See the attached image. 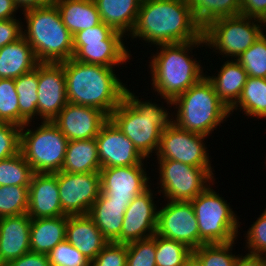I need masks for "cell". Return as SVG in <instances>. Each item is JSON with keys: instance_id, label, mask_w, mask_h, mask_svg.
I'll return each mask as SVG.
<instances>
[{"instance_id": "cell-1", "label": "cell", "mask_w": 266, "mask_h": 266, "mask_svg": "<svg viewBox=\"0 0 266 266\" xmlns=\"http://www.w3.org/2000/svg\"><path fill=\"white\" fill-rule=\"evenodd\" d=\"M130 35L158 46L198 40L203 28L186 0H142Z\"/></svg>"}, {"instance_id": "cell-2", "label": "cell", "mask_w": 266, "mask_h": 266, "mask_svg": "<svg viewBox=\"0 0 266 266\" xmlns=\"http://www.w3.org/2000/svg\"><path fill=\"white\" fill-rule=\"evenodd\" d=\"M69 103L98 108L108 117L125 97L127 87L114 67L69 59L63 62Z\"/></svg>"}, {"instance_id": "cell-3", "label": "cell", "mask_w": 266, "mask_h": 266, "mask_svg": "<svg viewBox=\"0 0 266 266\" xmlns=\"http://www.w3.org/2000/svg\"><path fill=\"white\" fill-rule=\"evenodd\" d=\"M203 44L205 45L204 37L184 43L158 45L160 52H156L157 55L154 54L149 62L151 85L165 99L167 105H172L176 97L206 76L199 64L201 62L188 55L194 47H203Z\"/></svg>"}, {"instance_id": "cell-4", "label": "cell", "mask_w": 266, "mask_h": 266, "mask_svg": "<svg viewBox=\"0 0 266 266\" xmlns=\"http://www.w3.org/2000/svg\"><path fill=\"white\" fill-rule=\"evenodd\" d=\"M137 97L126 89L124 99L109 118L133 142L137 150L145 158H149L153 151L157 152L162 131L174 118L173 115L170 118L165 107H159L149 100L141 101Z\"/></svg>"}, {"instance_id": "cell-5", "label": "cell", "mask_w": 266, "mask_h": 266, "mask_svg": "<svg viewBox=\"0 0 266 266\" xmlns=\"http://www.w3.org/2000/svg\"><path fill=\"white\" fill-rule=\"evenodd\" d=\"M22 12L27 24V30L22 28V36L38 62L61 63L73 57V35L63 24L54 3Z\"/></svg>"}, {"instance_id": "cell-6", "label": "cell", "mask_w": 266, "mask_h": 266, "mask_svg": "<svg viewBox=\"0 0 266 266\" xmlns=\"http://www.w3.org/2000/svg\"><path fill=\"white\" fill-rule=\"evenodd\" d=\"M172 105L178 109L176 121H172L177 127L207 137L230 115V110L218 98L206 76L176 97Z\"/></svg>"}, {"instance_id": "cell-7", "label": "cell", "mask_w": 266, "mask_h": 266, "mask_svg": "<svg viewBox=\"0 0 266 266\" xmlns=\"http://www.w3.org/2000/svg\"><path fill=\"white\" fill-rule=\"evenodd\" d=\"M35 129L21 127L20 151L34 173L60 172L67 150L68 139L52 121H43Z\"/></svg>"}, {"instance_id": "cell-8", "label": "cell", "mask_w": 266, "mask_h": 266, "mask_svg": "<svg viewBox=\"0 0 266 266\" xmlns=\"http://www.w3.org/2000/svg\"><path fill=\"white\" fill-rule=\"evenodd\" d=\"M210 185L190 201L198 222L200 246L236 241L240 227L239 219L227 201Z\"/></svg>"}, {"instance_id": "cell-9", "label": "cell", "mask_w": 266, "mask_h": 266, "mask_svg": "<svg viewBox=\"0 0 266 266\" xmlns=\"http://www.w3.org/2000/svg\"><path fill=\"white\" fill-rule=\"evenodd\" d=\"M264 26V21L241 14L216 19L203 29L205 46L237 59L263 34Z\"/></svg>"}, {"instance_id": "cell-10", "label": "cell", "mask_w": 266, "mask_h": 266, "mask_svg": "<svg viewBox=\"0 0 266 266\" xmlns=\"http://www.w3.org/2000/svg\"><path fill=\"white\" fill-rule=\"evenodd\" d=\"M159 164V194L169 201H191L210 184L214 177L212 167H194L179 161L157 159ZM208 183V184H207Z\"/></svg>"}, {"instance_id": "cell-11", "label": "cell", "mask_w": 266, "mask_h": 266, "mask_svg": "<svg viewBox=\"0 0 266 266\" xmlns=\"http://www.w3.org/2000/svg\"><path fill=\"white\" fill-rule=\"evenodd\" d=\"M207 136L189 132L173 122L162 131L157 159L179 161L194 167H211L204 139Z\"/></svg>"}, {"instance_id": "cell-12", "label": "cell", "mask_w": 266, "mask_h": 266, "mask_svg": "<svg viewBox=\"0 0 266 266\" xmlns=\"http://www.w3.org/2000/svg\"><path fill=\"white\" fill-rule=\"evenodd\" d=\"M60 202L67 216L88 215L101 192L100 172H57Z\"/></svg>"}, {"instance_id": "cell-13", "label": "cell", "mask_w": 266, "mask_h": 266, "mask_svg": "<svg viewBox=\"0 0 266 266\" xmlns=\"http://www.w3.org/2000/svg\"><path fill=\"white\" fill-rule=\"evenodd\" d=\"M156 234L181 242L194 250L200 247L198 222L190 201H167L158 209Z\"/></svg>"}, {"instance_id": "cell-14", "label": "cell", "mask_w": 266, "mask_h": 266, "mask_svg": "<svg viewBox=\"0 0 266 266\" xmlns=\"http://www.w3.org/2000/svg\"><path fill=\"white\" fill-rule=\"evenodd\" d=\"M67 103L63 62H39L37 115L53 121Z\"/></svg>"}, {"instance_id": "cell-15", "label": "cell", "mask_w": 266, "mask_h": 266, "mask_svg": "<svg viewBox=\"0 0 266 266\" xmlns=\"http://www.w3.org/2000/svg\"><path fill=\"white\" fill-rule=\"evenodd\" d=\"M95 140L101 168L144 165L145 157L110 118L102 125Z\"/></svg>"}, {"instance_id": "cell-16", "label": "cell", "mask_w": 266, "mask_h": 266, "mask_svg": "<svg viewBox=\"0 0 266 266\" xmlns=\"http://www.w3.org/2000/svg\"><path fill=\"white\" fill-rule=\"evenodd\" d=\"M143 165L101 168V193L109 201L132 202L149 188Z\"/></svg>"}, {"instance_id": "cell-17", "label": "cell", "mask_w": 266, "mask_h": 266, "mask_svg": "<svg viewBox=\"0 0 266 266\" xmlns=\"http://www.w3.org/2000/svg\"><path fill=\"white\" fill-rule=\"evenodd\" d=\"M109 117L98 108L67 103L52 121L69 140L96 138Z\"/></svg>"}, {"instance_id": "cell-18", "label": "cell", "mask_w": 266, "mask_h": 266, "mask_svg": "<svg viewBox=\"0 0 266 266\" xmlns=\"http://www.w3.org/2000/svg\"><path fill=\"white\" fill-rule=\"evenodd\" d=\"M152 191L148 188L136 196L126 209L121 230L122 244L147 239L156 234L158 211Z\"/></svg>"}, {"instance_id": "cell-19", "label": "cell", "mask_w": 266, "mask_h": 266, "mask_svg": "<svg viewBox=\"0 0 266 266\" xmlns=\"http://www.w3.org/2000/svg\"><path fill=\"white\" fill-rule=\"evenodd\" d=\"M28 190L27 214L31 219L65 216L60 202L57 173H34Z\"/></svg>"}, {"instance_id": "cell-20", "label": "cell", "mask_w": 266, "mask_h": 266, "mask_svg": "<svg viewBox=\"0 0 266 266\" xmlns=\"http://www.w3.org/2000/svg\"><path fill=\"white\" fill-rule=\"evenodd\" d=\"M30 224L27 213L0 218V266L31 251Z\"/></svg>"}, {"instance_id": "cell-21", "label": "cell", "mask_w": 266, "mask_h": 266, "mask_svg": "<svg viewBox=\"0 0 266 266\" xmlns=\"http://www.w3.org/2000/svg\"><path fill=\"white\" fill-rule=\"evenodd\" d=\"M123 37L125 36L121 32L115 31L107 40L87 43L84 46H73L72 59L87 64H99L107 67L122 65L131 56L122 41Z\"/></svg>"}, {"instance_id": "cell-22", "label": "cell", "mask_w": 266, "mask_h": 266, "mask_svg": "<svg viewBox=\"0 0 266 266\" xmlns=\"http://www.w3.org/2000/svg\"><path fill=\"white\" fill-rule=\"evenodd\" d=\"M66 240L90 262L109 243L88 215L68 216Z\"/></svg>"}, {"instance_id": "cell-23", "label": "cell", "mask_w": 266, "mask_h": 266, "mask_svg": "<svg viewBox=\"0 0 266 266\" xmlns=\"http://www.w3.org/2000/svg\"><path fill=\"white\" fill-rule=\"evenodd\" d=\"M131 202L109 201L101 192L91 206L88 216L110 243H121L124 213Z\"/></svg>"}, {"instance_id": "cell-24", "label": "cell", "mask_w": 266, "mask_h": 266, "mask_svg": "<svg viewBox=\"0 0 266 266\" xmlns=\"http://www.w3.org/2000/svg\"><path fill=\"white\" fill-rule=\"evenodd\" d=\"M38 63L32 47L22 36L0 48V79L18 78L33 71Z\"/></svg>"}, {"instance_id": "cell-25", "label": "cell", "mask_w": 266, "mask_h": 266, "mask_svg": "<svg viewBox=\"0 0 266 266\" xmlns=\"http://www.w3.org/2000/svg\"><path fill=\"white\" fill-rule=\"evenodd\" d=\"M217 75H206V78L213 84L218 98L230 110L240 98L248 77L247 72L234 58L224 62Z\"/></svg>"}, {"instance_id": "cell-26", "label": "cell", "mask_w": 266, "mask_h": 266, "mask_svg": "<svg viewBox=\"0 0 266 266\" xmlns=\"http://www.w3.org/2000/svg\"><path fill=\"white\" fill-rule=\"evenodd\" d=\"M68 216L31 219V252L48 254L60 242L66 239Z\"/></svg>"}, {"instance_id": "cell-27", "label": "cell", "mask_w": 266, "mask_h": 266, "mask_svg": "<svg viewBox=\"0 0 266 266\" xmlns=\"http://www.w3.org/2000/svg\"><path fill=\"white\" fill-rule=\"evenodd\" d=\"M101 21L123 35L135 26L142 0H94Z\"/></svg>"}, {"instance_id": "cell-28", "label": "cell", "mask_w": 266, "mask_h": 266, "mask_svg": "<svg viewBox=\"0 0 266 266\" xmlns=\"http://www.w3.org/2000/svg\"><path fill=\"white\" fill-rule=\"evenodd\" d=\"M53 3L72 35L102 22L94 0H54Z\"/></svg>"}, {"instance_id": "cell-29", "label": "cell", "mask_w": 266, "mask_h": 266, "mask_svg": "<svg viewBox=\"0 0 266 266\" xmlns=\"http://www.w3.org/2000/svg\"><path fill=\"white\" fill-rule=\"evenodd\" d=\"M101 164L95 138L68 141L62 172H99Z\"/></svg>"}, {"instance_id": "cell-30", "label": "cell", "mask_w": 266, "mask_h": 266, "mask_svg": "<svg viewBox=\"0 0 266 266\" xmlns=\"http://www.w3.org/2000/svg\"><path fill=\"white\" fill-rule=\"evenodd\" d=\"M19 100V126L23 127L37 117L38 64L36 68L14 79Z\"/></svg>"}, {"instance_id": "cell-31", "label": "cell", "mask_w": 266, "mask_h": 266, "mask_svg": "<svg viewBox=\"0 0 266 266\" xmlns=\"http://www.w3.org/2000/svg\"><path fill=\"white\" fill-rule=\"evenodd\" d=\"M195 20L204 29L212 21L241 14V0H186Z\"/></svg>"}, {"instance_id": "cell-32", "label": "cell", "mask_w": 266, "mask_h": 266, "mask_svg": "<svg viewBox=\"0 0 266 266\" xmlns=\"http://www.w3.org/2000/svg\"><path fill=\"white\" fill-rule=\"evenodd\" d=\"M244 111L246 116L266 119V78L247 77L240 98L230 109Z\"/></svg>"}, {"instance_id": "cell-33", "label": "cell", "mask_w": 266, "mask_h": 266, "mask_svg": "<svg viewBox=\"0 0 266 266\" xmlns=\"http://www.w3.org/2000/svg\"><path fill=\"white\" fill-rule=\"evenodd\" d=\"M34 172L21 151L0 160V186H27L29 188Z\"/></svg>"}, {"instance_id": "cell-34", "label": "cell", "mask_w": 266, "mask_h": 266, "mask_svg": "<svg viewBox=\"0 0 266 266\" xmlns=\"http://www.w3.org/2000/svg\"><path fill=\"white\" fill-rule=\"evenodd\" d=\"M156 266H183L192 250L185 244L155 234Z\"/></svg>"}, {"instance_id": "cell-35", "label": "cell", "mask_w": 266, "mask_h": 266, "mask_svg": "<svg viewBox=\"0 0 266 266\" xmlns=\"http://www.w3.org/2000/svg\"><path fill=\"white\" fill-rule=\"evenodd\" d=\"M28 200L27 186H0V218L27 213Z\"/></svg>"}, {"instance_id": "cell-36", "label": "cell", "mask_w": 266, "mask_h": 266, "mask_svg": "<svg viewBox=\"0 0 266 266\" xmlns=\"http://www.w3.org/2000/svg\"><path fill=\"white\" fill-rule=\"evenodd\" d=\"M236 60L249 77L266 78V34L263 33Z\"/></svg>"}, {"instance_id": "cell-37", "label": "cell", "mask_w": 266, "mask_h": 266, "mask_svg": "<svg viewBox=\"0 0 266 266\" xmlns=\"http://www.w3.org/2000/svg\"><path fill=\"white\" fill-rule=\"evenodd\" d=\"M234 242L203 244L192 252L200 259L202 266H234L238 257L231 252Z\"/></svg>"}, {"instance_id": "cell-38", "label": "cell", "mask_w": 266, "mask_h": 266, "mask_svg": "<svg viewBox=\"0 0 266 266\" xmlns=\"http://www.w3.org/2000/svg\"><path fill=\"white\" fill-rule=\"evenodd\" d=\"M0 122L19 126V100L14 79H0Z\"/></svg>"}, {"instance_id": "cell-39", "label": "cell", "mask_w": 266, "mask_h": 266, "mask_svg": "<svg viewBox=\"0 0 266 266\" xmlns=\"http://www.w3.org/2000/svg\"><path fill=\"white\" fill-rule=\"evenodd\" d=\"M155 235L127 243L126 266H156Z\"/></svg>"}, {"instance_id": "cell-40", "label": "cell", "mask_w": 266, "mask_h": 266, "mask_svg": "<svg viewBox=\"0 0 266 266\" xmlns=\"http://www.w3.org/2000/svg\"><path fill=\"white\" fill-rule=\"evenodd\" d=\"M47 255L51 266H90V261L66 239Z\"/></svg>"}, {"instance_id": "cell-41", "label": "cell", "mask_w": 266, "mask_h": 266, "mask_svg": "<svg viewBox=\"0 0 266 266\" xmlns=\"http://www.w3.org/2000/svg\"><path fill=\"white\" fill-rule=\"evenodd\" d=\"M21 127L7 122H0V160L20 152Z\"/></svg>"}, {"instance_id": "cell-42", "label": "cell", "mask_w": 266, "mask_h": 266, "mask_svg": "<svg viewBox=\"0 0 266 266\" xmlns=\"http://www.w3.org/2000/svg\"><path fill=\"white\" fill-rule=\"evenodd\" d=\"M246 247L250 254L266 256V212L251 225L247 231Z\"/></svg>"}, {"instance_id": "cell-43", "label": "cell", "mask_w": 266, "mask_h": 266, "mask_svg": "<svg viewBox=\"0 0 266 266\" xmlns=\"http://www.w3.org/2000/svg\"><path fill=\"white\" fill-rule=\"evenodd\" d=\"M127 244L110 242L90 262V266H126Z\"/></svg>"}, {"instance_id": "cell-44", "label": "cell", "mask_w": 266, "mask_h": 266, "mask_svg": "<svg viewBox=\"0 0 266 266\" xmlns=\"http://www.w3.org/2000/svg\"><path fill=\"white\" fill-rule=\"evenodd\" d=\"M115 30L107 24H100L91 28L81 30L73 35V46H84L87 43L101 42L107 40Z\"/></svg>"}, {"instance_id": "cell-45", "label": "cell", "mask_w": 266, "mask_h": 266, "mask_svg": "<svg viewBox=\"0 0 266 266\" xmlns=\"http://www.w3.org/2000/svg\"><path fill=\"white\" fill-rule=\"evenodd\" d=\"M22 24L15 18L0 20V48L22 37Z\"/></svg>"}, {"instance_id": "cell-46", "label": "cell", "mask_w": 266, "mask_h": 266, "mask_svg": "<svg viewBox=\"0 0 266 266\" xmlns=\"http://www.w3.org/2000/svg\"><path fill=\"white\" fill-rule=\"evenodd\" d=\"M241 15L266 23V0H241Z\"/></svg>"}, {"instance_id": "cell-47", "label": "cell", "mask_w": 266, "mask_h": 266, "mask_svg": "<svg viewBox=\"0 0 266 266\" xmlns=\"http://www.w3.org/2000/svg\"><path fill=\"white\" fill-rule=\"evenodd\" d=\"M5 266H51L48 255L28 252L18 259L8 262Z\"/></svg>"}, {"instance_id": "cell-48", "label": "cell", "mask_w": 266, "mask_h": 266, "mask_svg": "<svg viewBox=\"0 0 266 266\" xmlns=\"http://www.w3.org/2000/svg\"><path fill=\"white\" fill-rule=\"evenodd\" d=\"M234 266H266V256L247 253L244 257L238 256Z\"/></svg>"}, {"instance_id": "cell-49", "label": "cell", "mask_w": 266, "mask_h": 266, "mask_svg": "<svg viewBox=\"0 0 266 266\" xmlns=\"http://www.w3.org/2000/svg\"><path fill=\"white\" fill-rule=\"evenodd\" d=\"M18 9L14 0H0V20L13 19Z\"/></svg>"}, {"instance_id": "cell-50", "label": "cell", "mask_w": 266, "mask_h": 266, "mask_svg": "<svg viewBox=\"0 0 266 266\" xmlns=\"http://www.w3.org/2000/svg\"><path fill=\"white\" fill-rule=\"evenodd\" d=\"M14 2L18 8L24 11L30 8L44 7L53 4L54 0H14Z\"/></svg>"}, {"instance_id": "cell-51", "label": "cell", "mask_w": 266, "mask_h": 266, "mask_svg": "<svg viewBox=\"0 0 266 266\" xmlns=\"http://www.w3.org/2000/svg\"><path fill=\"white\" fill-rule=\"evenodd\" d=\"M183 266H202L200 259L191 252L190 255L185 259Z\"/></svg>"}]
</instances>
